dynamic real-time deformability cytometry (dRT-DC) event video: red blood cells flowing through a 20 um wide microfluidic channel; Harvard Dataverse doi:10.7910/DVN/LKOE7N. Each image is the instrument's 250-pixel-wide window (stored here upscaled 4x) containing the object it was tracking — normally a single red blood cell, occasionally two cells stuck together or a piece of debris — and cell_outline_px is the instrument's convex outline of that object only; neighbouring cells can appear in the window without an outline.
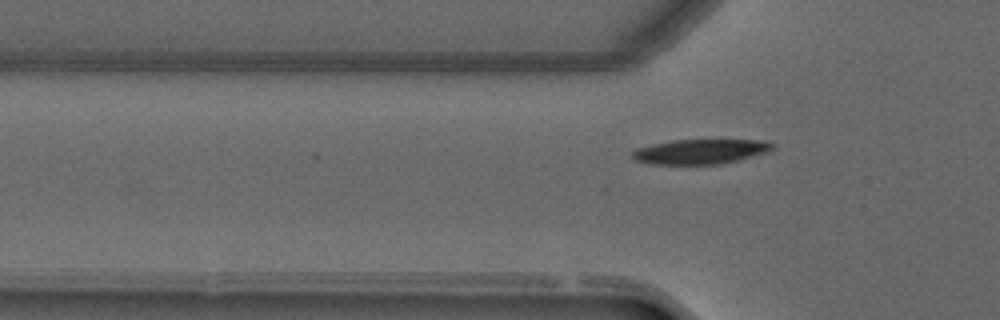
{"species": "common noctule bat (a hibernating species)", "species_latin": "Nyctalus noctula", "temperature_condition": "warm", "stored_images_in_passage": 3, "camera_frame_rate_fps": 3000, "um_per_image_px": 0.085, "animal": {"sex": "male", "forearm_length_mm": 52.5}, "frame": {"image": 1, "passage_image": 3, "time_ms": 0.667, "image_size_px": [1000, 320], "cell_outline_px": [[776, 144], [768, 152], [720, 164], [652, 164], [636, 160], [632, 156], [632, 152], [636, 148], [652, 144], [672, 140], [764, 140]], "centroid_in_image_um": [59.53, 12.87], "position_along_channel_um": 66.3, "area_um2": 20.11}}